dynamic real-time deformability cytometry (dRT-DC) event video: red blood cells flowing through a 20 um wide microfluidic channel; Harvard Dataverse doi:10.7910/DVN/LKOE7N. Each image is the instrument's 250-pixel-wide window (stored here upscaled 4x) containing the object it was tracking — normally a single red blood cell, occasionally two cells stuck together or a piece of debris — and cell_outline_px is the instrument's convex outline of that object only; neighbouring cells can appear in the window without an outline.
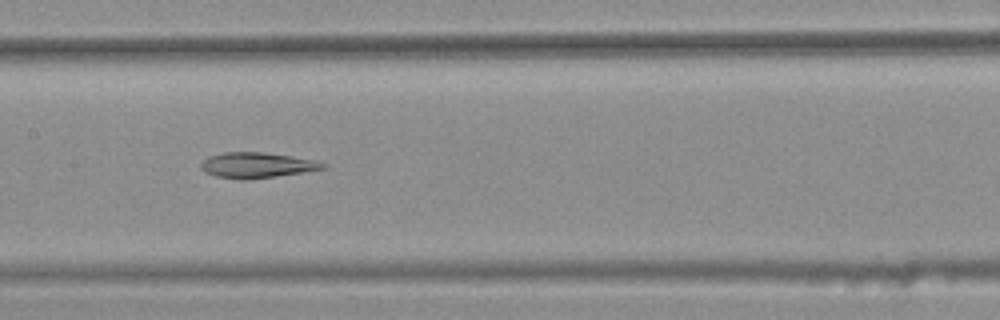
{"species": "common noctule bat (a hibernating species)", "species_latin": "Nyctalus noctula", "temperature_condition": "warm", "stored_images_in_passage": 48, "segment_of_instrument_passage": [2, 2], "camera_frame_rate_fps": 3000, "um_per_image_px": 0.085, "animal": {"sex": "female", "body_mass_g": 25.1}, "frame": {"image": 1, "passage_image": 27, "time_ms": 8.667, "image_size_px": [1000, 320], "cell_outline_px": [[328, 168], [276, 176], [248, 180], [240, 180], [216, 176], [204, 172], [200, 168], [200, 164], [208, 156], [224, 152], [264, 152], [292, 156], [316, 160], [328, 164]], "centroid_in_image_um": [21.84, 14.04], "position_along_channel_um": 185.6, "area_um2": 18.32}}
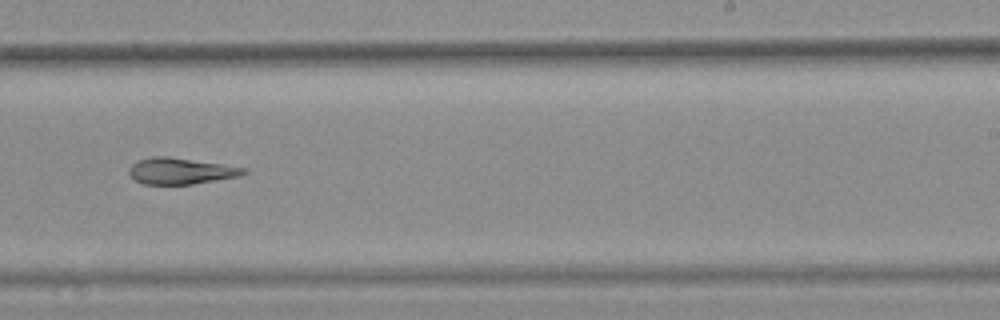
{"frame": {"image": 2, "passage_image": 34, "time_ms": 11.0, "image_size_px": [1000, 320], "cell_outline_px": [[248, 172], [240, 176], [192, 184], [144, 184], [136, 180], [128, 172], [128, 168], [136, 160], [152, 156], [168, 156], [220, 164], [244, 168]], "centroid_in_image_um": [15.31, 14.53], "position_along_channel_um": 273.7, "area_um2": 17.4}}
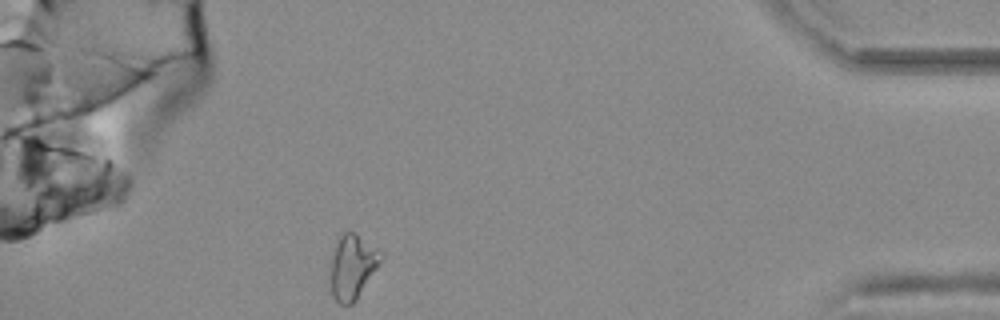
{"frame": {"image": 3, "passage_image": 48, "time_ms": 15.667, "image_size_px": [1000, 320], "cell_outline_px": [[384, 256], [356, 300], [352, 304], [340, 304], [332, 296], [328, 268], [336, 244], [340, 236], [344, 232], [356, 232], [376, 248]], "centroid_in_image_um": [29.92, 22.68], "position_along_channel_um": 405.3, "area_um2": 18.96}}